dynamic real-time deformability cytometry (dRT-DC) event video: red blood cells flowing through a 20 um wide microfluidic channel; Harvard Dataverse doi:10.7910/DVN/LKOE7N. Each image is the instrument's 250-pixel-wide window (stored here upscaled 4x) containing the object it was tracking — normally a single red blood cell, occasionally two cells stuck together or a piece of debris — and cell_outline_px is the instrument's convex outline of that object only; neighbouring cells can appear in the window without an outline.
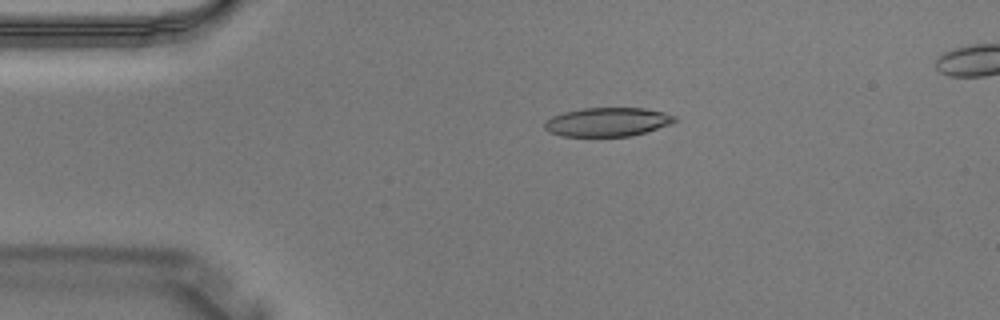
{"species": "Egyptian fruit bat (a non-hibernating species)", "species_latin": "Rousettus aegyptiacus", "temperature_condition": "warm", "stored_images_in_passage": 4, "camera_frame_rate_fps": 3000, "um_per_image_px": 0.085, "animal": {"sex": "male"}, "frame": {"image": 1, "passage_image": 2, "time_ms": 0.333, "image_size_px": [1000, 320], "cell_outline_px": [[676, 120], [672, 124], [632, 136], [560, 136], [548, 132], [544, 128], [544, 120], [552, 116], [564, 112], [580, 108], [644, 108], [664, 112], [676, 116]], "centroid_in_image_um": [51.61, 10.37], "position_along_channel_um": 33.4, "area_um2": 22.08}}